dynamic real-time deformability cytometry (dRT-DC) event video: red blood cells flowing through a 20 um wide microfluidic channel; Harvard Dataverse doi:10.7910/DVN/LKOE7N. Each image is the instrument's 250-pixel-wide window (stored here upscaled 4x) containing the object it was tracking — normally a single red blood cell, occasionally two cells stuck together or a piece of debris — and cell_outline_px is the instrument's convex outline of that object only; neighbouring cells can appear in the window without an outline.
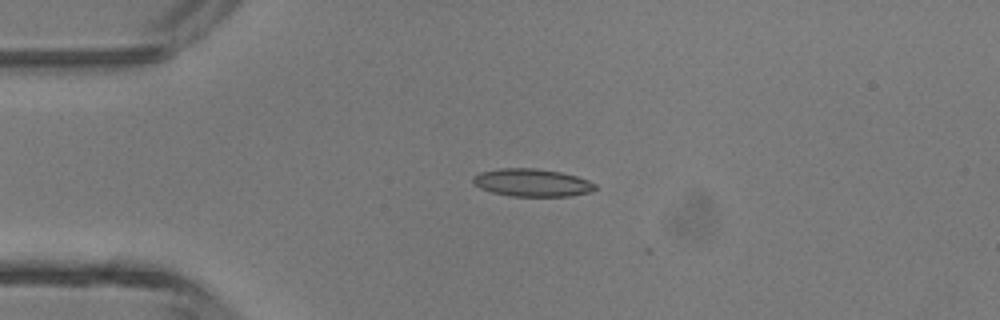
{"species": "common noctule bat (a hibernating species)", "species_latin": "Nyctalus noctula", "temperature_condition": "room temperature", "stored_images_in_passage": 5, "camera_frame_rate_fps": 3000, "um_per_image_px": 0.085, "animal": {"sex": "male", "body_mass_g": 13.3}, "frame": {"image": 1, "passage_image": 4, "time_ms": 1.0, "image_size_px": [1000, 320], "cell_outline_px": [[596, 188], [592, 192], [568, 196], [512, 196], [492, 192], [480, 188], [472, 184], [472, 176], [480, 172], [500, 168], [536, 168], [560, 172], [576, 176], [588, 180], [596, 184]], "centroid_in_image_um": [45.2, 15.52], "position_along_channel_um": 39.8, "area_um2": 19.83}}